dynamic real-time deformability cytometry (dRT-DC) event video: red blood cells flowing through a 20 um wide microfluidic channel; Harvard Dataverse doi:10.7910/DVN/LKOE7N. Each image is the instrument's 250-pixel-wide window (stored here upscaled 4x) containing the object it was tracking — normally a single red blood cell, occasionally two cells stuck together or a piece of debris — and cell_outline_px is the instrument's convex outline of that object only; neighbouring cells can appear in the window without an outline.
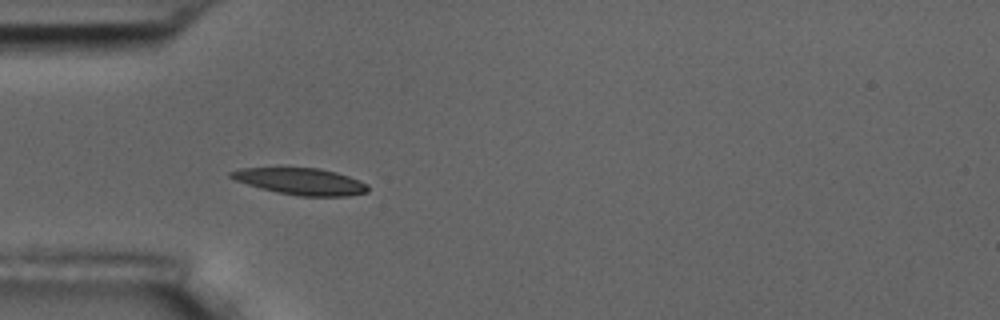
{"species": "common noctule bat (a hibernating species)", "species_latin": "Nyctalus noctula", "temperature_condition": "room temperature", "stored_images_in_passage": 5, "camera_frame_rate_fps": 3000, "um_per_image_px": 0.085, "animal": {"sex": "male", "body_mass_g": 17.5, "forearm_length_mm": 52.3}, "frame": {"image": 1, "passage_image": 5, "time_ms": 4.667, "image_size_px": [1000, 320], "cell_outline_px": [[368, 192], [348, 196], [300, 196], [260, 188], [236, 180], [228, 176], [228, 172], [240, 168], [320, 168], [336, 172], [360, 180], [368, 184]], "centroid_in_image_um": [25.59, 15.41], "position_along_channel_um": 59.4, "area_um2": 21.15}}